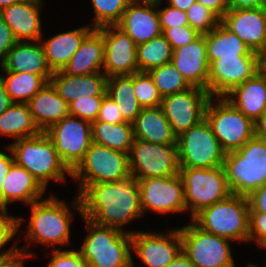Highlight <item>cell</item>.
<instances>
[{
  "label": "cell",
  "mask_w": 266,
  "mask_h": 267,
  "mask_svg": "<svg viewBox=\"0 0 266 267\" xmlns=\"http://www.w3.org/2000/svg\"><path fill=\"white\" fill-rule=\"evenodd\" d=\"M71 207L98 225L121 231L124 225L143 215L138 183L132 176L119 182L89 185Z\"/></svg>",
  "instance_id": "6da1fadb"
},
{
  "label": "cell",
  "mask_w": 266,
  "mask_h": 267,
  "mask_svg": "<svg viewBox=\"0 0 266 267\" xmlns=\"http://www.w3.org/2000/svg\"><path fill=\"white\" fill-rule=\"evenodd\" d=\"M223 168L232 194L249 196L266 184V138L253 136L241 149L225 154Z\"/></svg>",
  "instance_id": "7a4b0ae2"
},
{
  "label": "cell",
  "mask_w": 266,
  "mask_h": 267,
  "mask_svg": "<svg viewBox=\"0 0 266 267\" xmlns=\"http://www.w3.org/2000/svg\"><path fill=\"white\" fill-rule=\"evenodd\" d=\"M8 146L13 153L14 162L25 168L45 190L50 180L65 182L66 173L71 176L72 172L63 163L45 132L22 138Z\"/></svg>",
  "instance_id": "3957f363"
},
{
  "label": "cell",
  "mask_w": 266,
  "mask_h": 267,
  "mask_svg": "<svg viewBox=\"0 0 266 267\" xmlns=\"http://www.w3.org/2000/svg\"><path fill=\"white\" fill-rule=\"evenodd\" d=\"M88 234L79 250L89 267H135L131 250V232L98 225L82 217Z\"/></svg>",
  "instance_id": "277c9868"
},
{
  "label": "cell",
  "mask_w": 266,
  "mask_h": 267,
  "mask_svg": "<svg viewBox=\"0 0 266 267\" xmlns=\"http://www.w3.org/2000/svg\"><path fill=\"white\" fill-rule=\"evenodd\" d=\"M249 209L246 196L231 194L202 209L191 220L208 233L230 241L248 242Z\"/></svg>",
  "instance_id": "5b68a950"
},
{
  "label": "cell",
  "mask_w": 266,
  "mask_h": 267,
  "mask_svg": "<svg viewBox=\"0 0 266 267\" xmlns=\"http://www.w3.org/2000/svg\"><path fill=\"white\" fill-rule=\"evenodd\" d=\"M31 219L25 240L45 246L65 245L70 241L72 210L52 195L30 205Z\"/></svg>",
  "instance_id": "8992f818"
},
{
  "label": "cell",
  "mask_w": 266,
  "mask_h": 267,
  "mask_svg": "<svg viewBox=\"0 0 266 267\" xmlns=\"http://www.w3.org/2000/svg\"><path fill=\"white\" fill-rule=\"evenodd\" d=\"M71 177L80 181L78 195L91 184L123 181L131 177L128 154L92 142Z\"/></svg>",
  "instance_id": "52a82bcc"
},
{
  "label": "cell",
  "mask_w": 266,
  "mask_h": 267,
  "mask_svg": "<svg viewBox=\"0 0 266 267\" xmlns=\"http://www.w3.org/2000/svg\"><path fill=\"white\" fill-rule=\"evenodd\" d=\"M211 97L205 109V119L225 153L241 149L254 136V122L225 97Z\"/></svg>",
  "instance_id": "ba28073f"
},
{
  "label": "cell",
  "mask_w": 266,
  "mask_h": 267,
  "mask_svg": "<svg viewBox=\"0 0 266 267\" xmlns=\"http://www.w3.org/2000/svg\"><path fill=\"white\" fill-rule=\"evenodd\" d=\"M186 210L191 219L202 209L225 200L232 193L223 166L217 168H180Z\"/></svg>",
  "instance_id": "9c48e42d"
},
{
  "label": "cell",
  "mask_w": 266,
  "mask_h": 267,
  "mask_svg": "<svg viewBox=\"0 0 266 267\" xmlns=\"http://www.w3.org/2000/svg\"><path fill=\"white\" fill-rule=\"evenodd\" d=\"M180 168H217L223 166L225 152L204 118L177 137Z\"/></svg>",
  "instance_id": "30bf717a"
},
{
  "label": "cell",
  "mask_w": 266,
  "mask_h": 267,
  "mask_svg": "<svg viewBox=\"0 0 266 267\" xmlns=\"http://www.w3.org/2000/svg\"><path fill=\"white\" fill-rule=\"evenodd\" d=\"M130 175L135 179L171 177L179 173L178 145L134 139L128 154Z\"/></svg>",
  "instance_id": "8fae6325"
},
{
  "label": "cell",
  "mask_w": 266,
  "mask_h": 267,
  "mask_svg": "<svg viewBox=\"0 0 266 267\" xmlns=\"http://www.w3.org/2000/svg\"><path fill=\"white\" fill-rule=\"evenodd\" d=\"M191 223L179 228L182 251L194 267H235L230 240L208 233Z\"/></svg>",
  "instance_id": "7c38bea8"
},
{
  "label": "cell",
  "mask_w": 266,
  "mask_h": 267,
  "mask_svg": "<svg viewBox=\"0 0 266 267\" xmlns=\"http://www.w3.org/2000/svg\"><path fill=\"white\" fill-rule=\"evenodd\" d=\"M68 115L45 131L63 163L72 172L92 143L91 123Z\"/></svg>",
  "instance_id": "4fadbf2b"
},
{
  "label": "cell",
  "mask_w": 266,
  "mask_h": 267,
  "mask_svg": "<svg viewBox=\"0 0 266 267\" xmlns=\"http://www.w3.org/2000/svg\"><path fill=\"white\" fill-rule=\"evenodd\" d=\"M210 98L208 91L198 87L163 97L160 107L176 137L205 118V109Z\"/></svg>",
  "instance_id": "5bb4252c"
},
{
  "label": "cell",
  "mask_w": 266,
  "mask_h": 267,
  "mask_svg": "<svg viewBox=\"0 0 266 267\" xmlns=\"http://www.w3.org/2000/svg\"><path fill=\"white\" fill-rule=\"evenodd\" d=\"M260 70L261 55L220 57L210 64L208 92L211 97H224Z\"/></svg>",
  "instance_id": "9a60e30c"
},
{
  "label": "cell",
  "mask_w": 266,
  "mask_h": 267,
  "mask_svg": "<svg viewBox=\"0 0 266 267\" xmlns=\"http://www.w3.org/2000/svg\"><path fill=\"white\" fill-rule=\"evenodd\" d=\"M143 215L146 210L155 213L186 211L182 179L178 174L171 177L137 179Z\"/></svg>",
  "instance_id": "2e32d148"
},
{
  "label": "cell",
  "mask_w": 266,
  "mask_h": 267,
  "mask_svg": "<svg viewBox=\"0 0 266 267\" xmlns=\"http://www.w3.org/2000/svg\"><path fill=\"white\" fill-rule=\"evenodd\" d=\"M131 249L148 267H166L182 251L180 230L167 234L131 231Z\"/></svg>",
  "instance_id": "e0dca14e"
},
{
  "label": "cell",
  "mask_w": 266,
  "mask_h": 267,
  "mask_svg": "<svg viewBox=\"0 0 266 267\" xmlns=\"http://www.w3.org/2000/svg\"><path fill=\"white\" fill-rule=\"evenodd\" d=\"M103 73L106 77L131 75L138 72L136 44L119 26L104 27Z\"/></svg>",
  "instance_id": "ac0fdd59"
},
{
  "label": "cell",
  "mask_w": 266,
  "mask_h": 267,
  "mask_svg": "<svg viewBox=\"0 0 266 267\" xmlns=\"http://www.w3.org/2000/svg\"><path fill=\"white\" fill-rule=\"evenodd\" d=\"M251 50L262 55L266 50V7L228 10L220 21Z\"/></svg>",
  "instance_id": "d6986e66"
},
{
  "label": "cell",
  "mask_w": 266,
  "mask_h": 267,
  "mask_svg": "<svg viewBox=\"0 0 266 267\" xmlns=\"http://www.w3.org/2000/svg\"><path fill=\"white\" fill-rule=\"evenodd\" d=\"M171 62L191 87L208 91L210 63L204 34L188 45L173 50Z\"/></svg>",
  "instance_id": "ffe728a7"
},
{
  "label": "cell",
  "mask_w": 266,
  "mask_h": 267,
  "mask_svg": "<svg viewBox=\"0 0 266 267\" xmlns=\"http://www.w3.org/2000/svg\"><path fill=\"white\" fill-rule=\"evenodd\" d=\"M42 4V0H22L0 11L17 41L44 42L40 20Z\"/></svg>",
  "instance_id": "44dd1931"
},
{
  "label": "cell",
  "mask_w": 266,
  "mask_h": 267,
  "mask_svg": "<svg viewBox=\"0 0 266 267\" xmlns=\"http://www.w3.org/2000/svg\"><path fill=\"white\" fill-rule=\"evenodd\" d=\"M35 42L17 41L0 63L3 71L33 73L50 82L53 72L47 64L41 41Z\"/></svg>",
  "instance_id": "7402d4cb"
},
{
  "label": "cell",
  "mask_w": 266,
  "mask_h": 267,
  "mask_svg": "<svg viewBox=\"0 0 266 267\" xmlns=\"http://www.w3.org/2000/svg\"><path fill=\"white\" fill-rule=\"evenodd\" d=\"M104 27L93 29L81 42L62 72L69 76L103 73Z\"/></svg>",
  "instance_id": "603a6c76"
},
{
  "label": "cell",
  "mask_w": 266,
  "mask_h": 267,
  "mask_svg": "<svg viewBox=\"0 0 266 267\" xmlns=\"http://www.w3.org/2000/svg\"><path fill=\"white\" fill-rule=\"evenodd\" d=\"M50 82L68 105L79 98L107 94V77L104 73L69 76L58 71L52 74Z\"/></svg>",
  "instance_id": "cb8c5ba5"
},
{
  "label": "cell",
  "mask_w": 266,
  "mask_h": 267,
  "mask_svg": "<svg viewBox=\"0 0 266 267\" xmlns=\"http://www.w3.org/2000/svg\"><path fill=\"white\" fill-rule=\"evenodd\" d=\"M157 8V11L155 10ZM158 7L130 2L117 24L136 45L162 34Z\"/></svg>",
  "instance_id": "d4e9b609"
},
{
  "label": "cell",
  "mask_w": 266,
  "mask_h": 267,
  "mask_svg": "<svg viewBox=\"0 0 266 267\" xmlns=\"http://www.w3.org/2000/svg\"><path fill=\"white\" fill-rule=\"evenodd\" d=\"M224 97L255 122L266 111V74L260 70Z\"/></svg>",
  "instance_id": "484cf974"
},
{
  "label": "cell",
  "mask_w": 266,
  "mask_h": 267,
  "mask_svg": "<svg viewBox=\"0 0 266 267\" xmlns=\"http://www.w3.org/2000/svg\"><path fill=\"white\" fill-rule=\"evenodd\" d=\"M35 125L45 132L52 125L69 115V107L51 82L45 84L28 102Z\"/></svg>",
  "instance_id": "4316f807"
},
{
  "label": "cell",
  "mask_w": 266,
  "mask_h": 267,
  "mask_svg": "<svg viewBox=\"0 0 266 267\" xmlns=\"http://www.w3.org/2000/svg\"><path fill=\"white\" fill-rule=\"evenodd\" d=\"M45 191L25 168L14 162L3 180L2 207L7 208L8 203L13 201H22L31 205L42 200L41 197Z\"/></svg>",
  "instance_id": "83f0119b"
},
{
  "label": "cell",
  "mask_w": 266,
  "mask_h": 267,
  "mask_svg": "<svg viewBox=\"0 0 266 267\" xmlns=\"http://www.w3.org/2000/svg\"><path fill=\"white\" fill-rule=\"evenodd\" d=\"M132 126L134 139L164 145L177 144V137L160 106L142 108Z\"/></svg>",
  "instance_id": "f1b7e54d"
},
{
  "label": "cell",
  "mask_w": 266,
  "mask_h": 267,
  "mask_svg": "<svg viewBox=\"0 0 266 267\" xmlns=\"http://www.w3.org/2000/svg\"><path fill=\"white\" fill-rule=\"evenodd\" d=\"M88 25L57 34L42 43L46 61L51 71L58 72L67 65L83 39L93 30Z\"/></svg>",
  "instance_id": "f546056e"
},
{
  "label": "cell",
  "mask_w": 266,
  "mask_h": 267,
  "mask_svg": "<svg viewBox=\"0 0 266 267\" xmlns=\"http://www.w3.org/2000/svg\"><path fill=\"white\" fill-rule=\"evenodd\" d=\"M204 35L207 59L210 64L220 57L260 55L251 51L235 33L231 32L221 22Z\"/></svg>",
  "instance_id": "4dcf8cb0"
},
{
  "label": "cell",
  "mask_w": 266,
  "mask_h": 267,
  "mask_svg": "<svg viewBox=\"0 0 266 267\" xmlns=\"http://www.w3.org/2000/svg\"><path fill=\"white\" fill-rule=\"evenodd\" d=\"M41 131L35 125L28 103L13 102L0 115V134L16 138L36 136Z\"/></svg>",
  "instance_id": "1f68e13d"
},
{
  "label": "cell",
  "mask_w": 266,
  "mask_h": 267,
  "mask_svg": "<svg viewBox=\"0 0 266 267\" xmlns=\"http://www.w3.org/2000/svg\"><path fill=\"white\" fill-rule=\"evenodd\" d=\"M92 142L129 154L134 136L132 123L119 124L95 120L91 123Z\"/></svg>",
  "instance_id": "d6a6232c"
},
{
  "label": "cell",
  "mask_w": 266,
  "mask_h": 267,
  "mask_svg": "<svg viewBox=\"0 0 266 267\" xmlns=\"http://www.w3.org/2000/svg\"><path fill=\"white\" fill-rule=\"evenodd\" d=\"M106 92L118 106L123 119L133 123L142 109L134 93V74L108 77Z\"/></svg>",
  "instance_id": "836d02e7"
},
{
  "label": "cell",
  "mask_w": 266,
  "mask_h": 267,
  "mask_svg": "<svg viewBox=\"0 0 266 267\" xmlns=\"http://www.w3.org/2000/svg\"><path fill=\"white\" fill-rule=\"evenodd\" d=\"M0 75L12 102L28 103L48 82L40 75L26 72L3 71Z\"/></svg>",
  "instance_id": "e575fe53"
},
{
  "label": "cell",
  "mask_w": 266,
  "mask_h": 267,
  "mask_svg": "<svg viewBox=\"0 0 266 267\" xmlns=\"http://www.w3.org/2000/svg\"><path fill=\"white\" fill-rule=\"evenodd\" d=\"M136 54L138 71L148 72L171 62L173 49L165 36L161 34L145 43L138 44Z\"/></svg>",
  "instance_id": "d590c367"
},
{
  "label": "cell",
  "mask_w": 266,
  "mask_h": 267,
  "mask_svg": "<svg viewBox=\"0 0 266 267\" xmlns=\"http://www.w3.org/2000/svg\"><path fill=\"white\" fill-rule=\"evenodd\" d=\"M148 73L162 98L191 88L172 62L153 68Z\"/></svg>",
  "instance_id": "8d00e7d4"
},
{
  "label": "cell",
  "mask_w": 266,
  "mask_h": 267,
  "mask_svg": "<svg viewBox=\"0 0 266 267\" xmlns=\"http://www.w3.org/2000/svg\"><path fill=\"white\" fill-rule=\"evenodd\" d=\"M95 13L94 29L117 25L130 3L129 0H91Z\"/></svg>",
  "instance_id": "74e56055"
},
{
  "label": "cell",
  "mask_w": 266,
  "mask_h": 267,
  "mask_svg": "<svg viewBox=\"0 0 266 267\" xmlns=\"http://www.w3.org/2000/svg\"><path fill=\"white\" fill-rule=\"evenodd\" d=\"M134 93L142 108L159 107L163 99L148 72L134 73Z\"/></svg>",
  "instance_id": "f35d334b"
},
{
  "label": "cell",
  "mask_w": 266,
  "mask_h": 267,
  "mask_svg": "<svg viewBox=\"0 0 266 267\" xmlns=\"http://www.w3.org/2000/svg\"><path fill=\"white\" fill-rule=\"evenodd\" d=\"M186 13L189 25L200 34L210 32L221 21L211 10L197 2Z\"/></svg>",
  "instance_id": "ab89813d"
},
{
  "label": "cell",
  "mask_w": 266,
  "mask_h": 267,
  "mask_svg": "<svg viewBox=\"0 0 266 267\" xmlns=\"http://www.w3.org/2000/svg\"><path fill=\"white\" fill-rule=\"evenodd\" d=\"M0 249L7 244L14 235L18 232L19 228L21 227L22 224V217H14V216H9L7 212L6 207H1L0 206ZM17 241L13 244L10 249L5 252L3 251L0 253V256L3 255H9L13 254L17 251H19L20 248H17Z\"/></svg>",
  "instance_id": "60d3db41"
},
{
  "label": "cell",
  "mask_w": 266,
  "mask_h": 267,
  "mask_svg": "<svg viewBox=\"0 0 266 267\" xmlns=\"http://www.w3.org/2000/svg\"><path fill=\"white\" fill-rule=\"evenodd\" d=\"M104 96H92L79 98L71 102L69 107V115L75 116L90 123L97 120L100 106Z\"/></svg>",
  "instance_id": "b9f144b4"
},
{
  "label": "cell",
  "mask_w": 266,
  "mask_h": 267,
  "mask_svg": "<svg viewBox=\"0 0 266 267\" xmlns=\"http://www.w3.org/2000/svg\"><path fill=\"white\" fill-rule=\"evenodd\" d=\"M162 34L173 50L188 45L200 35L190 25L168 28Z\"/></svg>",
  "instance_id": "7bdbcfd3"
},
{
  "label": "cell",
  "mask_w": 266,
  "mask_h": 267,
  "mask_svg": "<svg viewBox=\"0 0 266 267\" xmlns=\"http://www.w3.org/2000/svg\"><path fill=\"white\" fill-rule=\"evenodd\" d=\"M53 249V256L48 263V267H89L86 260L76 250Z\"/></svg>",
  "instance_id": "ee69618b"
},
{
  "label": "cell",
  "mask_w": 266,
  "mask_h": 267,
  "mask_svg": "<svg viewBox=\"0 0 266 267\" xmlns=\"http://www.w3.org/2000/svg\"><path fill=\"white\" fill-rule=\"evenodd\" d=\"M252 240L266 249V213L264 212H249L248 242Z\"/></svg>",
  "instance_id": "f6af8a7d"
},
{
  "label": "cell",
  "mask_w": 266,
  "mask_h": 267,
  "mask_svg": "<svg viewBox=\"0 0 266 267\" xmlns=\"http://www.w3.org/2000/svg\"><path fill=\"white\" fill-rule=\"evenodd\" d=\"M158 13L162 33L168 28L189 25L187 13L170 5L158 10Z\"/></svg>",
  "instance_id": "bcb514c9"
},
{
  "label": "cell",
  "mask_w": 266,
  "mask_h": 267,
  "mask_svg": "<svg viewBox=\"0 0 266 267\" xmlns=\"http://www.w3.org/2000/svg\"><path fill=\"white\" fill-rule=\"evenodd\" d=\"M97 120L104 121L112 124H119L126 122L115 104L113 99L109 95L103 97Z\"/></svg>",
  "instance_id": "7dc6e473"
},
{
  "label": "cell",
  "mask_w": 266,
  "mask_h": 267,
  "mask_svg": "<svg viewBox=\"0 0 266 267\" xmlns=\"http://www.w3.org/2000/svg\"><path fill=\"white\" fill-rule=\"evenodd\" d=\"M12 30L5 23L2 15L0 14V63L5 59L9 50L16 44Z\"/></svg>",
  "instance_id": "c3c4849f"
},
{
  "label": "cell",
  "mask_w": 266,
  "mask_h": 267,
  "mask_svg": "<svg viewBox=\"0 0 266 267\" xmlns=\"http://www.w3.org/2000/svg\"><path fill=\"white\" fill-rule=\"evenodd\" d=\"M25 247L13 254L0 256V267H25V258L33 256L31 252H28V247Z\"/></svg>",
  "instance_id": "681fc988"
},
{
  "label": "cell",
  "mask_w": 266,
  "mask_h": 267,
  "mask_svg": "<svg viewBox=\"0 0 266 267\" xmlns=\"http://www.w3.org/2000/svg\"><path fill=\"white\" fill-rule=\"evenodd\" d=\"M247 198L250 205L249 212L266 213V184L254 190Z\"/></svg>",
  "instance_id": "f907efd6"
},
{
  "label": "cell",
  "mask_w": 266,
  "mask_h": 267,
  "mask_svg": "<svg viewBox=\"0 0 266 267\" xmlns=\"http://www.w3.org/2000/svg\"><path fill=\"white\" fill-rule=\"evenodd\" d=\"M9 154H5L4 152L0 151V206L2 207V187H3V180L6 177L11 165L14 163L13 153L8 146Z\"/></svg>",
  "instance_id": "816d5d0a"
},
{
  "label": "cell",
  "mask_w": 266,
  "mask_h": 267,
  "mask_svg": "<svg viewBox=\"0 0 266 267\" xmlns=\"http://www.w3.org/2000/svg\"><path fill=\"white\" fill-rule=\"evenodd\" d=\"M196 2L211 10L220 20L229 10L228 0H196Z\"/></svg>",
  "instance_id": "f5cc1de1"
},
{
  "label": "cell",
  "mask_w": 266,
  "mask_h": 267,
  "mask_svg": "<svg viewBox=\"0 0 266 267\" xmlns=\"http://www.w3.org/2000/svg\"><path fill=\"white\" fill-rule=\"evenodd\" d=\"M266 7V0H228L229 10Z\"/></svg>",
  "instance_id": "db71d44e"
},
{
  "label": "cell",
  "mask_w": 266,
  "mask_h": 267,
  "mask_svg": "<svg viewBox=\"0 0 266 267\" xmlns=\"http://www.w3.org/2000/svg\"><path fill=\"white\" fill-rule=\"evenodd\" d=\"M4 83L2 79L0 78V115L5 112V110L12 104Z\"/></svg>",
  "instance_id": "11a10c76"
},
{
  "label": "cell",
  "mask_w": 266,
  "mask_h": 267,
  "mask_svg": "<svg viewBox=\"0 0 266 267\" xmlns=\"http://www.w3.org/2000/svg\"><path fill=\"white\" fill-rule=\"evenodd\" d=\"M166 267H194V265L185 253L181 251Z\"/></svg>",
  "instance_id": "9f6ffc18"
},
{
  "label": "cell",
  "mask_w": 266,
  "mask_h": 267,
  "mask_svg": "<svg viewBox=\"0 0 266 267\" xmlns=\"http://www.w3.org/2000/svg\"><path fill=\"white\" fill-rule=\"evenodd\" d=\"M254 136L266 138V111L254 122Z\"/></svg>",
  "instance_id": "6f0895ef"
},
{
  "label": "cell",
  "mask_w": 266,
  "mask_h": 267,
  "mask_svg": "<svg viewBox=\"0 0 266 267\" xmlns=\"http://www.w3.org/2000/svg\"><path fill=\"white\" fill-rule=\"evenodd\" d=\"M196 0H167V3L175 7L177 9H180L182 11H187L194 3Z\"/></svg>",
  "instance_id": "680465c9"
},
{
  "label": "cell",
  "mask_w": 266,
  "mask_h": 267,
  "mask_svg": "<svg viewBox=\"0 0 266 267\" xmlns=\"http://www.w3.org/2000/svg\"><path fill=\"white\" fill-rule=\"evenodd\" d=\"M132 3L139 4V5H149L159 7L162 5V0H129Z\"/></svg>",
  "instance_id": "91938a15"
},
{
  "label": "cell",
  "mask_w": 266,
  "mask_h": 267,
  "mask_svg": "<svg viewBox=\"0 0 266 267\" xmlns=\"http://www.w3.org/2000/svg\"><path fill=\"white\" fill-rule=\"evenodd\" d=\"M21 1L22 0H0V11L5 7L11 6Z\"/></svg>",
  "instance_id": "94428289"
},
{
  "label": "cell",
  "mask_w": 266,
  "mask_h": 267,
  "mask_svg": "<svg viewBox=\"0 0 266 267\" xmlns=\"http://www.w3.org/2000/svg\"><path fill=\"white\" fill-rule=\"evenodd\" d=\"M261 70L266 74V50L261 55Z\"/></svg>",
  "instance_id": "6125c7cd"
},
{
  "label": "cell",
  "mask_w": 266,
  "mask_h": 267,
  "mask_svg": "<svg viewBox=\"0 0 266 267\" xmlns=\"http://www.w3.org/2000/svg\"><path fill=\"white\" fill-rule=\"evenodd\" d=\"M246 267H258L256 264H252L251 262L247 264Z\"/></svg>",
  "instance_id": "be15d7a7"
}]
</instances>
